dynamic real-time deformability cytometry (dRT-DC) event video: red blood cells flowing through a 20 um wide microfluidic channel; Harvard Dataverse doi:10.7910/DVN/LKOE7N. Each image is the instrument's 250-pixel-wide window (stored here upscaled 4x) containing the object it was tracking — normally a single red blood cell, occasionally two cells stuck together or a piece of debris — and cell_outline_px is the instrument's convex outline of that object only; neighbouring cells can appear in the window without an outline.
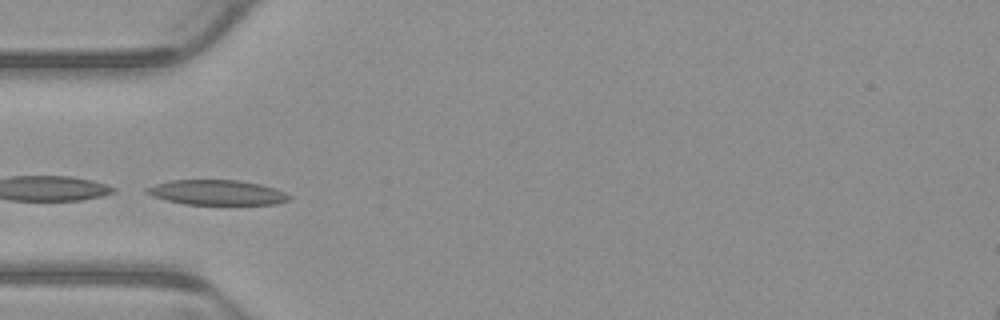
{"species": "common noctule bat (a hibernating species)", "species_latin": "Nyctalus noctula", "temperature_condition": "warm", "stored_images_in_passage": 4, "camera_frame_rate_fps": 3000, "um_per_image_px": 0.085, "animal": {"sex": "male", "body_mass_g": 23.1, "forearm_length_mm": 52.7}, "frame": {"image": 1, "passage_image": 4, "time_ms": 1.0, "image_size_px": [1000, 320], "cell_outline_px": [[292, 196], [288, 200], [276, 204], [184, 204], [152, 196], [144, 192], [144, 188], [156, 184], [172, 180], [236, 180], [260, 184], [284, 192]], "centroid_in_image_um": [18.41, 16.36], "position_along_channel_um": 66.6, "area_um2": 20.52}}